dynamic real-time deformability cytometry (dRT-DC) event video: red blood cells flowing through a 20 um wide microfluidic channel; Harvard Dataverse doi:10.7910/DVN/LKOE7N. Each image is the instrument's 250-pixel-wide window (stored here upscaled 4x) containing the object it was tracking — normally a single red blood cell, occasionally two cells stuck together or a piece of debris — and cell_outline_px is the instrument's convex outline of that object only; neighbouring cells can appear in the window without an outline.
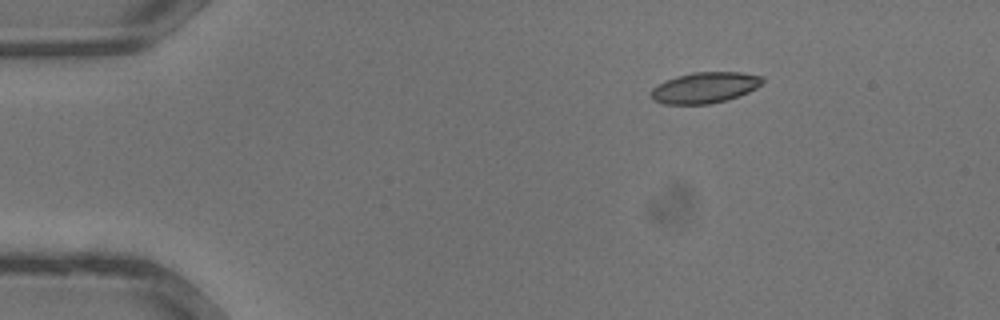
{"species": "common noctule bat (a hibernating species)", "species_latin": "Nyctalus noctula", "temperature_condition": "warm", "stored_images_in_passage": 30, "camera_frame_rate_fps": 3000, "um_per_image_px": 0.085, "animal": {"sex": "male", "body_mass_g": 13.3}, "frame": {"image": 1, "passage_image": 1, "time_ms": 0.0, "image_size_px": [1000, 320], "cell_outline_px": [[764, 80], [756, 88], [748, 92], [728, 100], [708, 104], [664, 104], [652, 100], [648, 92], [652, 88], [664, 80], [676, 76], [692, 72], [740, 72], [764, 76]], "centroid_in_image_um": [59.87, 7.45], "position_along_channel_um": 25.1, "area_um2": 20.35}}
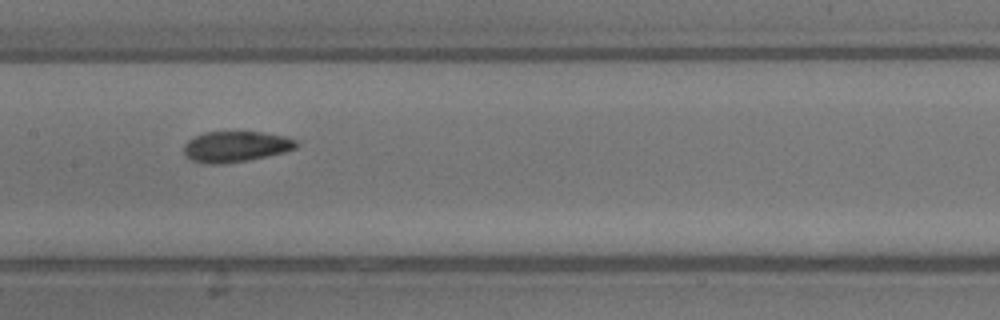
{"frame": {"image": 2, "passage_image": 13, "time_ms": 4.0, "image_size_px": [1000, 320], "cell_outline_px": [[300, 144], [296, 148], [284, 152], [268, 156], [248, 160], [220, 164], [204, 164], [192, 160], [184, 152], [184, 144], [188, 140], [204, 132], [264, 132], [284, 136], [296, 140]], "centroid_in_image_um": [20.06, 12.46], "position_along_channel_um": 187.3, "area_um2": 20.17}}
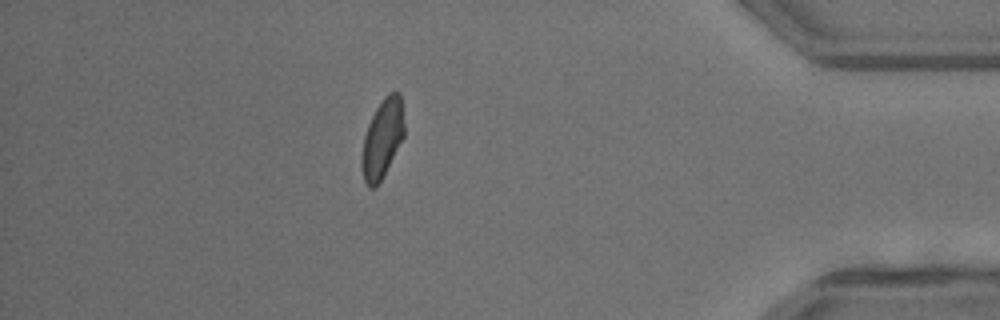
{"frame": {"image": 3, "passage_image": 26, "time_ms": 8.333, "image_size_px": [1000, 320], "cell_outline_px": [[404, 136], [380, 180], [372, 188], [368, 188], [364, 180], [360, 164], [360, 160], [364, 136], [368, 124], [376, 108], [384, 96], [388, 92], [396, 88], [400, 92], [404, 124]], "centroid_in_image_um": [32.49, 11.71], "position_along_channel_um": 402.7, "area_um2": 19.48}}